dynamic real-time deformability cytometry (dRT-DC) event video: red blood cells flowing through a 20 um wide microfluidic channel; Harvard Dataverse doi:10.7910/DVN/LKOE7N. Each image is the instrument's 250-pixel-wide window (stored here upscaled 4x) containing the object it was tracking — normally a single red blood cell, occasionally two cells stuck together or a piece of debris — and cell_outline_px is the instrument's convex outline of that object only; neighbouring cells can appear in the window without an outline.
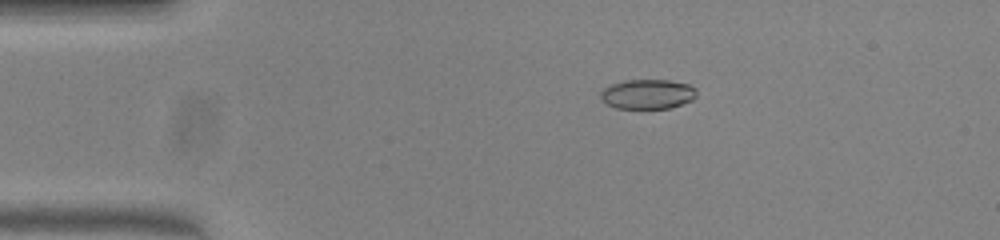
{"species": "common noctule bat (a hibernating species)", "species_latin": "Nyctalus noctula", "temperature_condition": "warm", "stored_images_in_passage": 51, "camera_frame_rate_fps": 3000, "um_per_image_px": 0.085, "animal": {"sex": "female", "body_mass_g": 23.0, "forearm_length_mm": 53.4}, "frame": {"image": 1, "passage_image": 9, "time_ms": 2.667, "image_size_px": [1000, 240], "cell_outline_px": [[696, 96], [692, 100], [668, 108], [616, 108], [600, 100], [600, 92], [608, 84], [624, 80], [668, 80], [688, 84], [696, 88]], "centroid_in_image_um": [55.0, 7.99], "position_along_channel_um": 30.0, "area_um2": 16.65}}
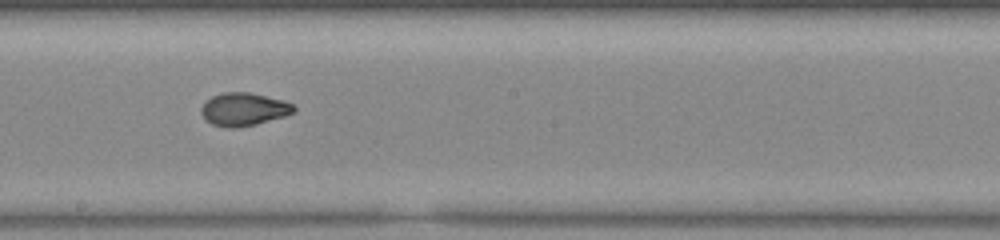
{"frame": {"image": 2, "passage_image": 28, "time_ms": 9.0, "image_size_px": [1000, 240], "cell_outline_px": [[296, 108], [292, 112], [284, 116], [256, 124], [236, 128], [228, 128], [212, 124], [200, 112], [200, 108], [212, 96], [224, 92], [248, 92], [284, 100], [292, 104]], "centroid_in_image_um": [20.71, 9.28], "position_along_channel_um": 227.5, "area_um2": 17.57}}
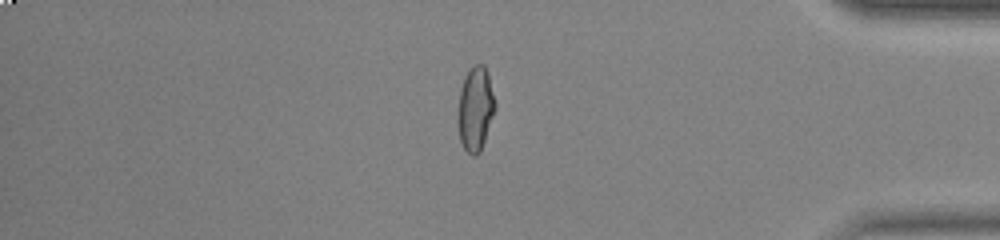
{"frame": {"image": 3, "passage_image": 43, "time_ms": 14.0, "image_size_px": [1000, 240], "cell_outline_px": [[496, 108], [480, 152], [476, 156], [472, 156], [464, 148], [460, 140], [456, 120], [456, 116], [460, 88], [464, 76], [468, 68], [472, 64], [484, 64], [488, 72], [496, 104]], "centroid_in_image_um": [40.38, 9.21], "position_along_channel_um": 394.8, "area_um2": 18.79}, "authors_computed_cell_mechanics": {"area_um2": 17.6868, "velocity_mm_per_s": 3.9709, "shape_relaxation_time_tau1_ms": 6.9364, "shape_relaxation_time_tau2_ms": 0.8182, "deformation_change_tau1": 0.2631, "deformation_change_tau2": 0.0471}}